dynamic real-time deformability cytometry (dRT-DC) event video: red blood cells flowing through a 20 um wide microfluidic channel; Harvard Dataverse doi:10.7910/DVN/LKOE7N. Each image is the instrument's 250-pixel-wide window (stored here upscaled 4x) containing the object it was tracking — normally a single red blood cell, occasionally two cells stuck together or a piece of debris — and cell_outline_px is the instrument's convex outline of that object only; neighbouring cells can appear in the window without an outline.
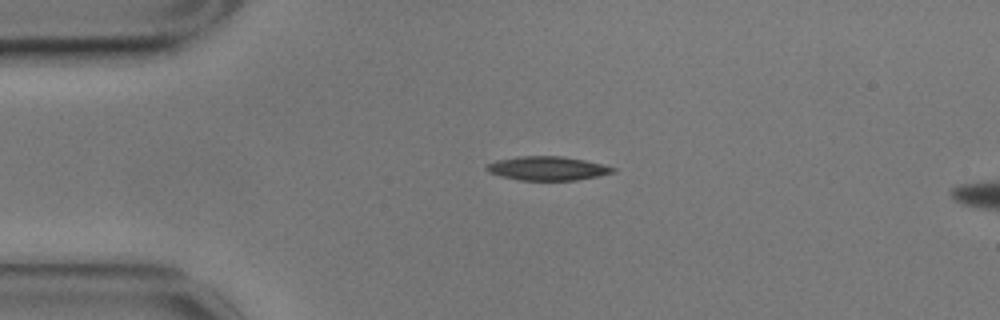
{"species": "common noctule bat (a hibernating species)", "species_latin": "Nyctalus noctula", "temperature_condition": "cold", "stored_images_in_passage": 45, "camera_frame_rate_fps": 3000, "um_per_image_px": 0.085, "animal": {"sex": "male", "body_mass_g": 17.9}, "frame": {"image": 1, "passage_image": 1, "time_ms": 0.0, "image_size_px": [1000, 320], "cell_outline_px": [[616, 172], [576, 180], [520, 180], [500, 176], [488, 172], [484, 168], [484, 164], [496, 160], [516, 156], [564, 156], [604, 164], [616, 168]], "centroid_in_image_um": [46.49, 14.3], "position_along_channel_um": 38.5, "area_um2": 17.8}}
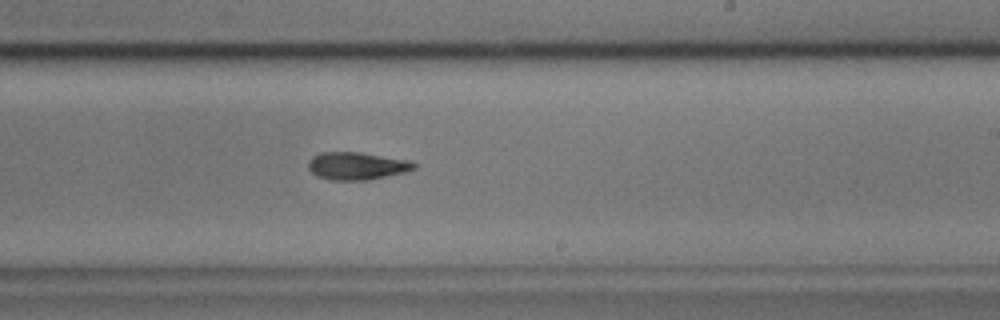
{"frame": {"image": 2, "passage_image": 22, "time_ms": 7.0, "image_size_px": [1000, 320], "cell_outline_px": [[416, 168], [404, 172], [368, 180], [332, 180], [316, 176], [308, 168], [308, 160], [312, 156], [320, 152], [360, 152], [412, 160], [416, 164]], "centroid_in_image_um": [30.32, 14.09], "position_along_channel_um": 258.7, "area_um2": 17.17}}
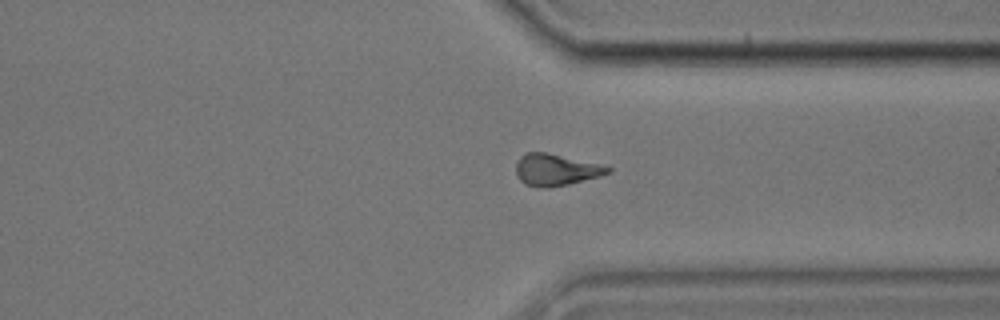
{"frame": {"image": 3, "passage_image": 31, "time_ms": 10.0, "image_size_px": [1000, 320], "cell_outline_px": [[612, 172], [600, 176], [568, 184], [548, 188], [540, 188], [524, 184], [516, 176], [516, 164], [520, 156], [524, 152], [544, 152], [600, 164], [612, 168]], "centroid_in_image_um": [47.22, 14.44], "position_along_channel_um": 364.2, "area_um2": 16.99}}